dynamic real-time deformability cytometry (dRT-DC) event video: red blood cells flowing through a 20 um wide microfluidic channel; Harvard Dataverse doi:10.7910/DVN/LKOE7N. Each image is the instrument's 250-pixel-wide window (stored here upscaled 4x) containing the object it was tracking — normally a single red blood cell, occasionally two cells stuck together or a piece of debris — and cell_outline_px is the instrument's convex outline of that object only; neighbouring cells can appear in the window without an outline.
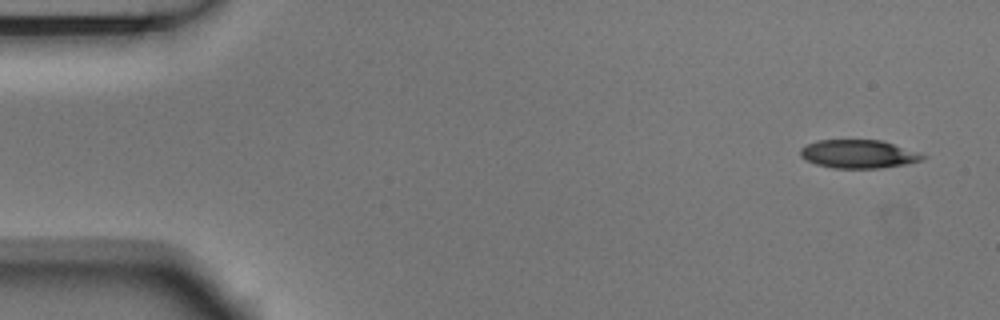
{"species": "Egyptian fruit bat (a non-hibernating species)", "species_latin": "Rousettus aegyptiacus", "temperature_condition": "room temperature", "stored_images_in_passage": 5, "camera_frame_rate_fps": 3000, "um_per_image_px": 0.085, "animal": {"sex": "male"}, "frame": {"image": 1, "passage_image": 1, "time_ms": 0.0, "image_size_px": [1000, 320], "cell_outline_px": [[928, 156], [924, 160], [908, 164], [880, 168], [832, 168], [816, 164], [800, 156], [800, 148], [816, 140], [880, 140]], "centroid_in_image_um": [72.97, 13.1], "position_along_channel_um": 12.0, "area_um2": 20.11}}
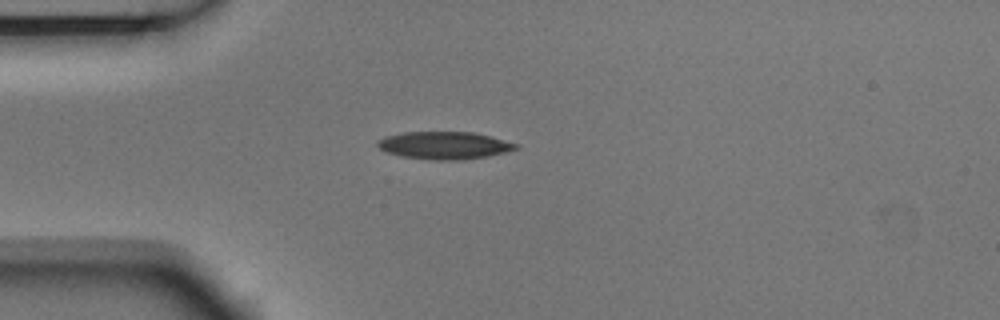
{"frame": {"image": 2, "passage_image": 4, "time_ms": 1.0, "image_size_px": [1000, 320], "cell_outline_px": [[520, 148], [488, 156], [460, 160], [428, 160], [400, 156], [388, 152], [380, 148], [376, 144], [376, 140], [384, 136], [404, 132], [472, 132], [520, 144]], "centroid_in_image_um": [37.75, 12.36], "position_along_channel_um": 47.3, "area_um2": 22.25}}